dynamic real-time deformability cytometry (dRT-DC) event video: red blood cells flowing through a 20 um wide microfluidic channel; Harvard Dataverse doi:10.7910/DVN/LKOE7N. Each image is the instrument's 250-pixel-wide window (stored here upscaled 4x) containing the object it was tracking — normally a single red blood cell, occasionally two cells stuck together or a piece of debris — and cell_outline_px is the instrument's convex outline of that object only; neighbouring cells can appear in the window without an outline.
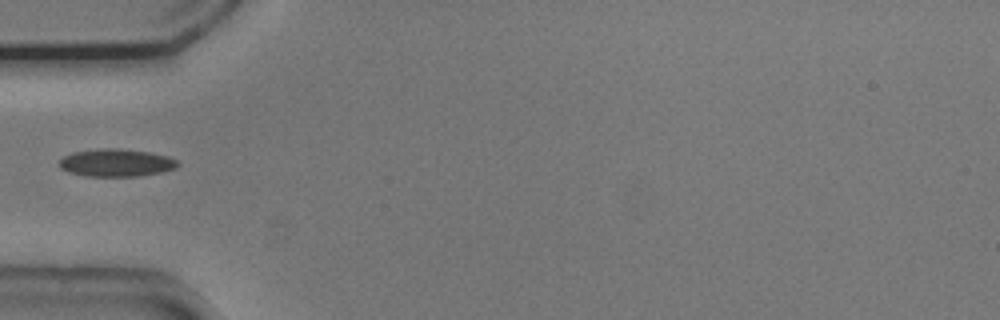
{"species": "common noctule bat (a hibernating species)", "species_latin": "Nyctalus noctula", "temperature_condition": "cold", "stored_images_in_passage": 37, "camera_frame_rate_fps": 3000, "um_per_image_px": 0.085, "animal": {"sex": "male", "body_mass_g": 20.5, "forearm_length_mm": 52.5}, "frame": {"image": 1, "passage_image": 1, "time_ms": 0.0, "image_size_px": [1000, 320], "cell_outline_px": [[180, 164], [176, 168], [160, 172], [136, 176], [84, 176], [68, 172], [60, 168], [60, 160], [64, 156], [72, 152], [100, 148], [116, 148], [148, 152], [168, 156], [176, 160]], "centroid_in_image_um": [9.86, 13.83], "position_along_channel_um": 75.1, "area_um2": 19.02}}
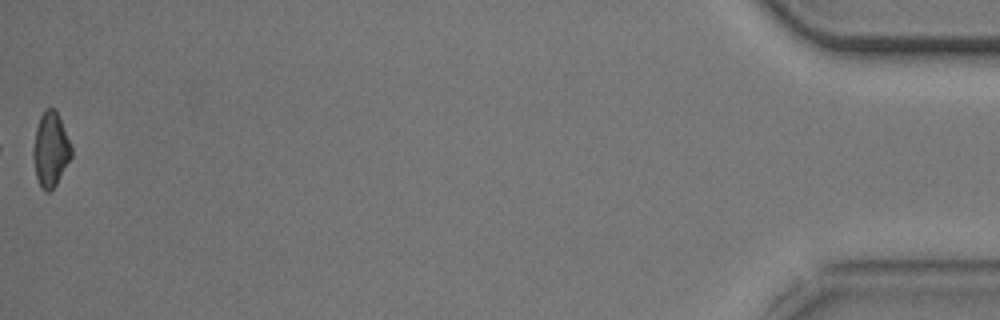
{"frame": {"image": 2, "passage_image": 37, "time_ms": 12.0, "image_size_px": [1000, 320], "cell_outline_px": [[72, 156], [56, 184], [48, 192], [40, 184], [36, 176], [32, 156], [32, 148], [36, 128], [40, 116], [48, 108], [56, 108], [72, 148]], "centroid_in_image_um": [4.29, 12.67], "position_along_channel_um": 430.9, "area_um2": 16.36}}